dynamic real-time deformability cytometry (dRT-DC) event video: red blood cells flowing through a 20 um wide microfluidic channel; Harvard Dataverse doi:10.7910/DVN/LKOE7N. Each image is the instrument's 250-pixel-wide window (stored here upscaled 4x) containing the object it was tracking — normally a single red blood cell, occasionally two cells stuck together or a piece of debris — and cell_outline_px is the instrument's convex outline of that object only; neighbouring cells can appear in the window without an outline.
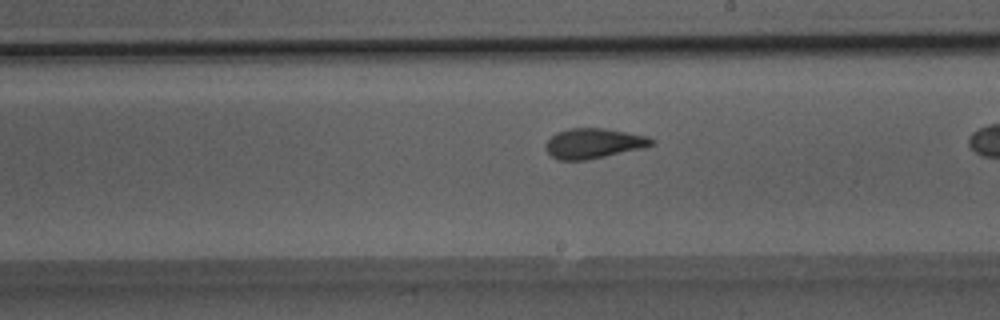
{"species": "Egyptian fruit bat (a non-hibernating species)", "species_latin": "Rousettus aegyptiacus", "temperature_condition": "room temperature", "stored_images_in_passage": 25, "camera_frame_rate_fps": 3000, "um_per_image_px": 0.085, "animal": {"sex": "male"}, "frame": {"image": 1, "passage_image": 15, "time_ms": 4.667, "image_size_px": [1000, 320], "cell_outline_px": [[656, 140], [652, 144], [644, 148], [588, 160], [556, 160], [544, 148], [544, 144], [556, 132], [568, 128], [604, 128], [648, 136]], "centroid_in_image_um": [50.44, 12.19], "position_along_channel_um": 238.6, "area_um2": 18.73}}